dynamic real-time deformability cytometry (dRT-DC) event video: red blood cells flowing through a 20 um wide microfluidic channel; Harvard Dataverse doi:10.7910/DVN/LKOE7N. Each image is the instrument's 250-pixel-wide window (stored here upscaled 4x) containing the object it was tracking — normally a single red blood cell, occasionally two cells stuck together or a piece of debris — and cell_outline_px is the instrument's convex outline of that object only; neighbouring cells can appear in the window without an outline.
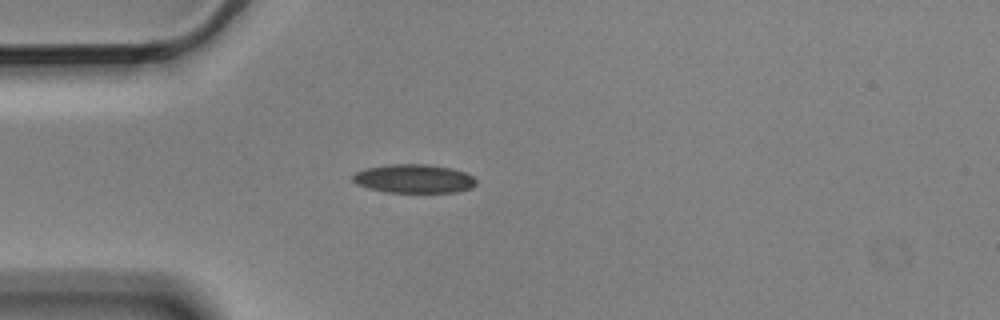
{"species": "Egyptian fruit bat (a non-hibernating species)", "species_latin": "Rousettus aegyptiacus", "temperature_condition": "cold", "stored_images_in_passage": 4, "camera_frame_rate_fps": 3000, "um_per_image_px": 0.085, "animal": {"sex": "male"}, "frame": {"image": 1, "passage_image": 3, "time_ms": 0.667, "image_size_px": [1000, 320], "cell_outline_px": [[476, 184], [472, 188], [456, 192], [384, 192], [368, 188], [356, 184], [352, 180], [352, 176], [356, 172], [364, 168], [388, 164], [428, 164], [452, 168], [464, 172], [472, 176], [476, 180]], "centroid_in_image_um": [35.16, 15.18], "position_along_channel_um": 49.8, "area_um2": 20.81}}